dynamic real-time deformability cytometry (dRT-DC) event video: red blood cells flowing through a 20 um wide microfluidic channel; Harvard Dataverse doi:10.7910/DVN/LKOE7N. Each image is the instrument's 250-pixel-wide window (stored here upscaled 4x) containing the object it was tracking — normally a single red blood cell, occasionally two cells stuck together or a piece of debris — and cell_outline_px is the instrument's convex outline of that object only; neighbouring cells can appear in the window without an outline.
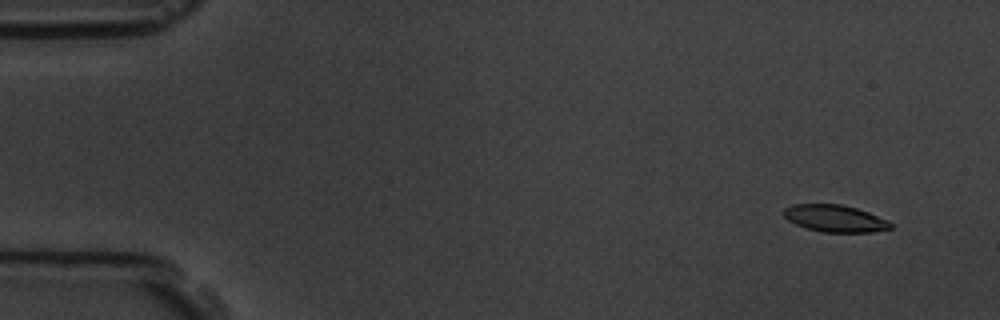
{"species": "common noctule bat (a hibernating species)", "species_latin": "Nyctalus noctula", "temperature_condition": "room temperature", "stored_images_in_passage": 6, "camera_frame_rate_fps": 3000, "um_per_image_px": 0.085, "animal": {"sex": "male", "body_mass_g": 19.5, "forearm_length_mm": 54.6}, "frame": {"image": 1, "passage_image": 1, "time_ms": 0.0, "image_size_px": [1000, 320], "cell_outline_px": [[892, 228], [872, 232], [824, 232], [808, 228], [796, 224], [788, 220], [784, 216], [784, 208], [792, 204], [840, 204], [856, 208], [868, 212], [888, 220], [892, 224]], "centroid_in_image_um": [70.98, 18.56], "position_along_channel_um": 14.0, "area_um2": 16.7}}
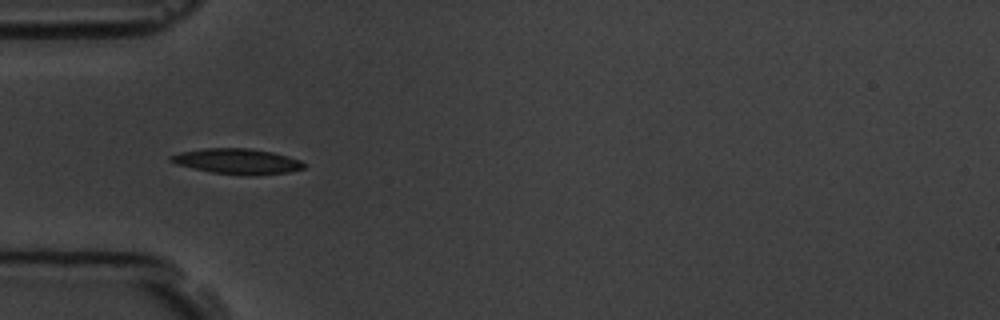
{"frame": {"image": 2, "passage_image": 5, "time_ms": 4.667, "image_size_px": [1000, 320], "cell_outline_px": [[308, 164], [304, 168], [288, 172], [244, 176], [212, 172], [192, 168], [176, 164], [168, 160], [168, 156], [180, 152], [204, 148], [252, 148], [272, 152], [288, 156], [300, 160]], "centroid_in_image_um": [20.16, 13.71], "position_along_channel_um": 64.8, "area_um2": 19.88}}
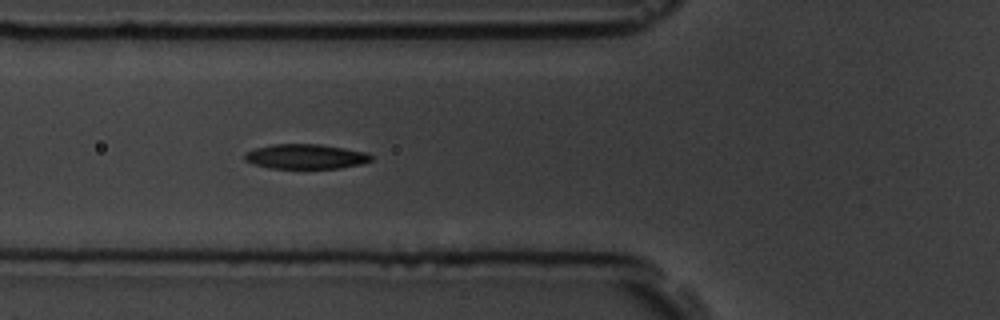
{"frame": {"image": 3, "passage_image": 6, "time_ms": 5.667, "image_size_px": [1000, 320], "cell_outline_px": [[372, 160], [364, 164], [340, 168], [268, 168], [244, 160], [244, 152], [256, 148], [272, 144], [320, 144], [368, 152], [372, 156]], "centroid_in_image_um": [26.01, 13.3], "position_along_channel_um": 99.8, "area_um2": 18.38}}